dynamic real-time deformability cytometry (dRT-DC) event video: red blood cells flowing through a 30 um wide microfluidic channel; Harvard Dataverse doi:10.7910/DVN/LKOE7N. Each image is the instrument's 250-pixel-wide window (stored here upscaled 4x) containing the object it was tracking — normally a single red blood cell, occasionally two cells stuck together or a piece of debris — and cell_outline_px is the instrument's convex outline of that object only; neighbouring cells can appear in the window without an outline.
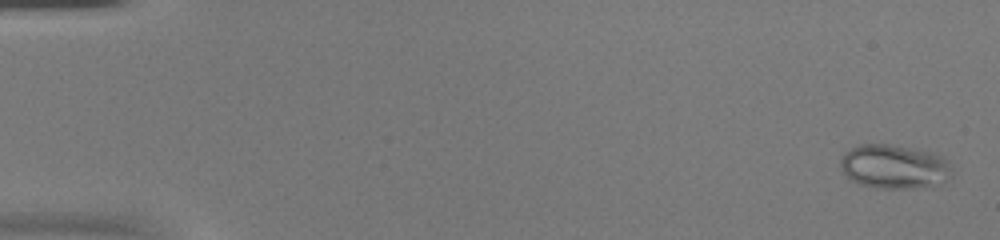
{"species": "common noctule bat (a hibernating species)", "species_latin": "Nyctalus noctula", "temperature_condition": "warm", "stored_images_in_passage": 54, "camera_frame_rate_fps": 3000, "um_per_image_px": 0.085, "animal": {"sex": "female", "body_mass_g": 20.0, "forearm_length_mm": 54.0}, "frame": {"image": 1, "passage_image": 2, "time_ms": 0.333, "image_size_px": [1000, 240], "cell_outline_px": [[952, 176], [944, 180], [912, 188], [876, 188], [860, 184], [852, 180], [840, 168], [840, 160], [844, 152], [860, 144], [888, 144], [932, 152], [940, 156], [952, 168]], "centroid_in_image_um": [75.95, 14.15], "position_along_channel_um": 9.1, "area_um2": 28.09}}
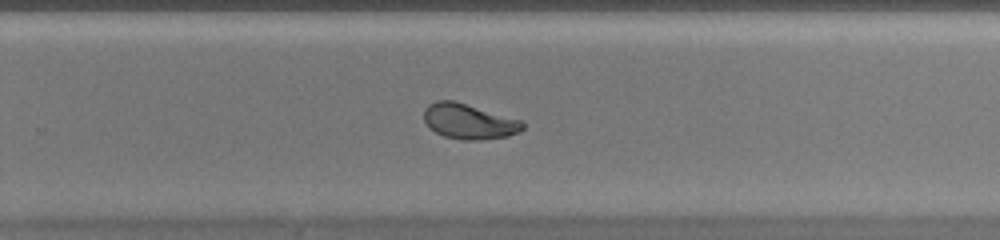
{"frame": {"image": 2, "passage_image": 36, "time_ms": 11.667, "image_size_px": [1000, 240], "cell_outline_px": [[524, 128], [520, 132], [508, 136], [480, 140], [464, 140], [444, 136], [428, 128], [424, 120], [424, 108], [428, 104], [436, 100], [452, 100], [524, 120]], "centroid_in_image_um": [39.87, 10.32], "position_along_channel_um": 289.9, "area_um2": 20.52}}
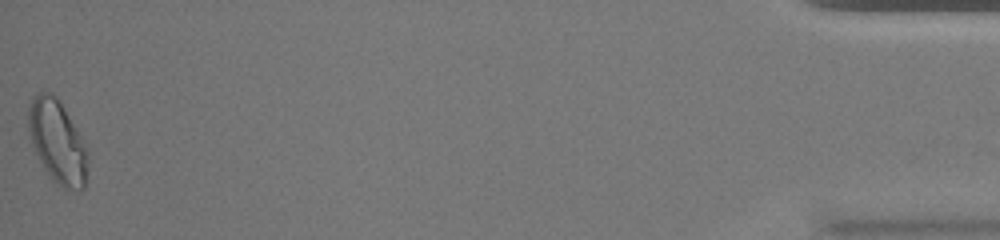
{"frame": {"image": 3, "passage_image": 54, "time_ms": 17.667, "image_size_px": [1000, 240], "cell_outline_px": [[88, 160], [84, 188], [64, 188], [52, 180], [44, 168], [32, 144], [28, 128], [28, 104], [32, 96], [40, 92], [48, 92], [56, 96], [60, 100], [84, 144], [88, 152]], "centroid_in_image_um": [4.85, 12.01], "position_along_channel_um": 430.3, "area_um2": 28.32}, "authors_computed_cell_mechanics": {"area_um2": 22.6576, "velocity_mm_per_s": 3.8573, "shape_relaxation_time_tau1_ms": null, "shape_relaxation_time_tau2_ms": 0.8333, "deformation_change_tau1": null, "deformation_change_tau2": 0.056}}